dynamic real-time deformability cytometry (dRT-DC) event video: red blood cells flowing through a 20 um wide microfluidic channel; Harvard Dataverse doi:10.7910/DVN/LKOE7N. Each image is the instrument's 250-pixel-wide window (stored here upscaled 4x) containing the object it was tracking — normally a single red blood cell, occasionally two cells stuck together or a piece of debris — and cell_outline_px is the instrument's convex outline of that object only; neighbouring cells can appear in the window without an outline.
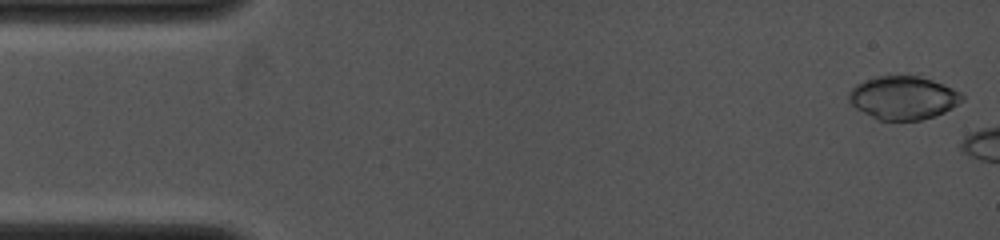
{"species": "common noctule bat (a hibernating species)", "species_latin": "Nyctalus noctula", "temperature_condition": "cold", "stored_images_in_passage": 10, "camera_frame_rate_fps": 4000, "um_per_image_px": 0.085, "animal": {"sex": "female", "body_mass_g": 19.0, "forearm_length_mm": 53.3}, "frame": {"image": 1, "passage_image": 1, "time_ms": 0.0, "image_size_px": [1000, 240], "cell_outline_px": [[964, 100], [952, 108], [936, 116], [920, 120], [880, 120], [856, 108], [848, 100], [848, 92], [856, 84], [864, 80], [876, 76], [916, 76], [932, 80], [944, 84], [960, 92], [964, 96]], "centroid_in_image_um": [76.78, 8.31], "position_along_channel_um": 8.2, "area_um2": 28.5}}